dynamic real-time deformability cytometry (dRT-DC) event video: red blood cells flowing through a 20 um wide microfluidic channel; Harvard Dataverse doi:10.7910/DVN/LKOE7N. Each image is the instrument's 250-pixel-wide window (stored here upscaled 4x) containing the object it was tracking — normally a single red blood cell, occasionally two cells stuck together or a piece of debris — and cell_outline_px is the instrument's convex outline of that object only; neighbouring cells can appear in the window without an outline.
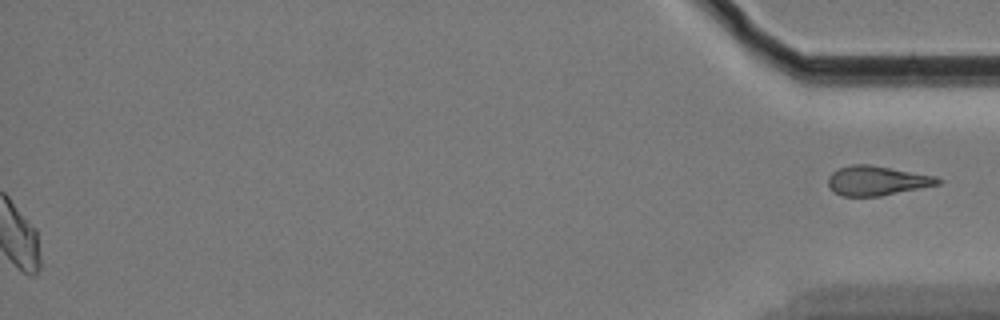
{"species": "Egyptian fruit bat (a non-hibernating species)", "species_latin": "Rousettus aegyptiacus", "temperature_condition": "cold", "stored_images_in_passage": 42, "segment_of_instrument_passage": [2, 2], "camera_frame_rate_fps": 3000, "um_per_image_px": 0.085, "animal": {"sex": "female"}, "frame": {"image": 1, "passage_image": 42, "time_ms": 13.667, "image_size_px": [1000, 320], "cell_outline_px": [[944, 180], [940, 184], [880, 196], [844, 196], [832, 192], [828, 184], [828, 176], [832, 172], [840, 168], [852, 164], [872, 164], [936, 176]], "centroid_in_image_um": [74.54, 15.35], "position_along_channel_um": 360.7, "area_um2": 19.02}}